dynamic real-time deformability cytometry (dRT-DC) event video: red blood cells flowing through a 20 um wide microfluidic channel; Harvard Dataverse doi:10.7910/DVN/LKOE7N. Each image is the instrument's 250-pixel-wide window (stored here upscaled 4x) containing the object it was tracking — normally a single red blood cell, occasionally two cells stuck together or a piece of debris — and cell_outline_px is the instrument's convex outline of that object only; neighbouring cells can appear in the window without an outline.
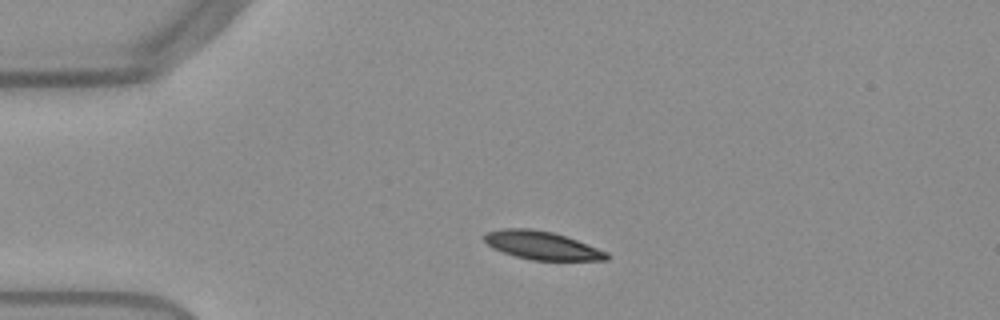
{"species": "Egyptian fruit bat (a non-hibernating species)", "species_latin": "Rousettus aegyptiacus", "temperature_condition": "warm", "stored_images_in_passage": 49, "camera_frame_rate_fps": 3000, "um_per_image_px": 0.085, "frame": {"image": 1, "passage_image": 8, "time_ms": 2.333, "image_size_px": [1000, 320], "cell_outline_px": [[608, 260], [532, 260], [516, 256], [492, 248], [484, 240], [484, 236], [488, 232], [500, 228], [532, 228], [552, 232], [576, 240], [608, 252]], "centroid_in_image_um": [46.04, 20.85], "position_along_channel_um": 39.0, "area_um2": 19.94}}
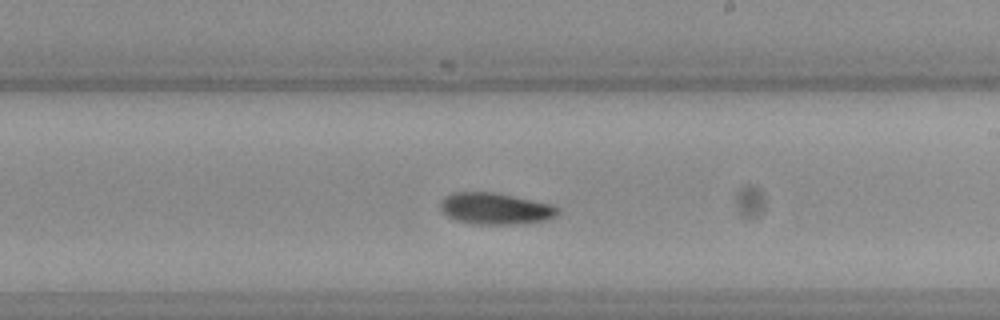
{"frame": {"image": 2, "passage_image": 27, "time_ms": 8.667, "image_size_px": [1000, 320], "cell_outline_px": [[560, 212], [556, 216], [544, 220], [512, 224], [480, 224], [456, 220], [448, 216], [440, 208], [440, 200], [444, 196], [452, 192], [496, 192], [556, 204], [560, 208]], "centroid_in_image_um": [42.14, 17.7], "position_along_channel_um": 246.9, "area_um2": 21.79}}
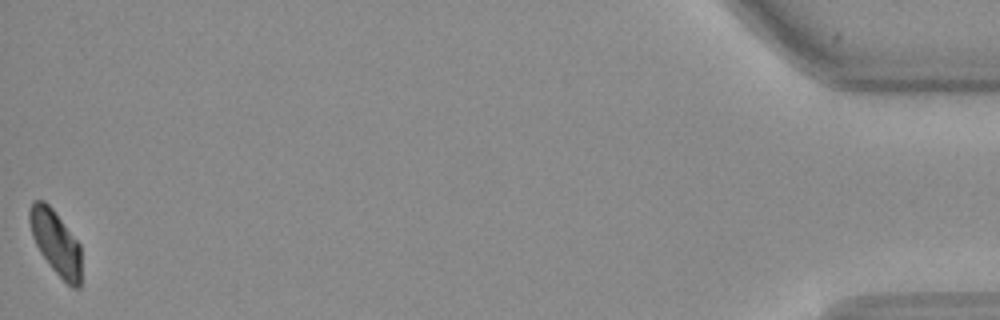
{"frame": {"image": 3, "passage_image": 49, "time_ms": 16.0, "image_size_px": [1000, 320], "cell_outline_px": [[80, 288], [72, 288], [52, 268], [40, 252], [32, 236], [28, 220], [28, 208], [32, 200], [44, 200], [52, 208], [80, 244]], "centroid_in_image_um": [4.7, 20.57], "position_along_channel_um": 430.5, "area_um2": 19.31}, "authors_computed_cell_mechanics": {"area_um2": 20.7502, "velocity_mm_per_s": 3.8143, "shape_relaxation_time_tau1_ms": 6.9324, "shape_relaxation_time_tau2_ms": null, "deformation_change_tau1": 0.1348, "deformation_change_tau2": null}}